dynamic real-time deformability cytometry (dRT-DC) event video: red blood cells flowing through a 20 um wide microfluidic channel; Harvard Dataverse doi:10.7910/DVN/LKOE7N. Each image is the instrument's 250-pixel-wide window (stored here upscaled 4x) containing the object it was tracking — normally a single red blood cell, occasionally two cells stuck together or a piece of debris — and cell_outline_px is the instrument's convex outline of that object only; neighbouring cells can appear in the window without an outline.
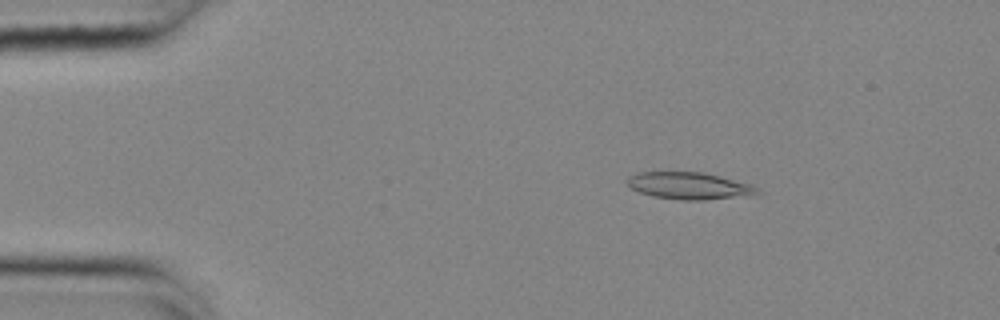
{"species": "common noctule bat (a hibernating species)", "species_latin": "Nyctalus noctula", "temperature_condition": "cold", "stored_images_in_passage": 55, "camera_frame_rate_fps": 3000, "um_per_image_px": 0.085, "animal": {"sex": "female", "body_mass_g": 25.1}, "frame": {"image": 1, "passage_image": 9, "time_ms": 2.667, "image_size_px": [1000, 320], "cell_outline_px": [[764, 192], [704, 200], [680, 200], [652, 196], [640, 192], [632, 188], [624, 180], [628, 176], [636, 172], [704, 172], [752, 184], [760, 188]], "centroid_in_image_um": [58.54, 15.77], "position_along_channel_um": 26.5, "area_um2": 20.46}}
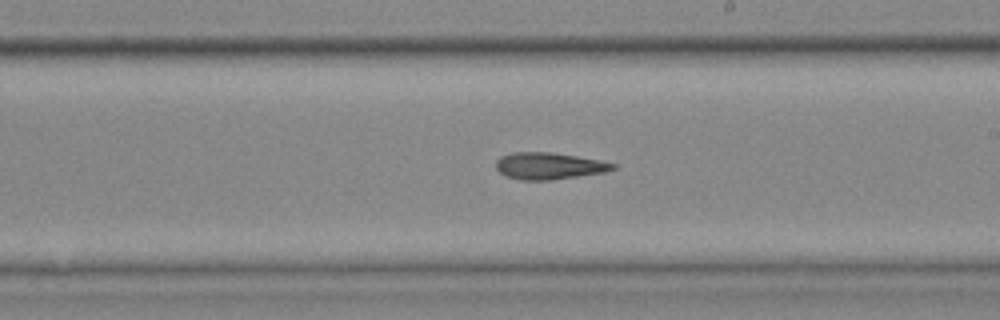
{"frame": {"image": 2, "passage_image": 32, "time_ms": 10.333, "image_size_px": [1000, 320], "cell_outline_px": [[616, 168], [604, 172], [548, 180], [520, 180], [508, 176], [500, 172], [496, 168], [496, 160], [500, 156], [512, 152], [552, 152], [600, 160], [616, 164]], "centroid_in_image_um": [46.64, 14.09], "position_along_channel_um": 242.4, "area_um2": 18.09}}
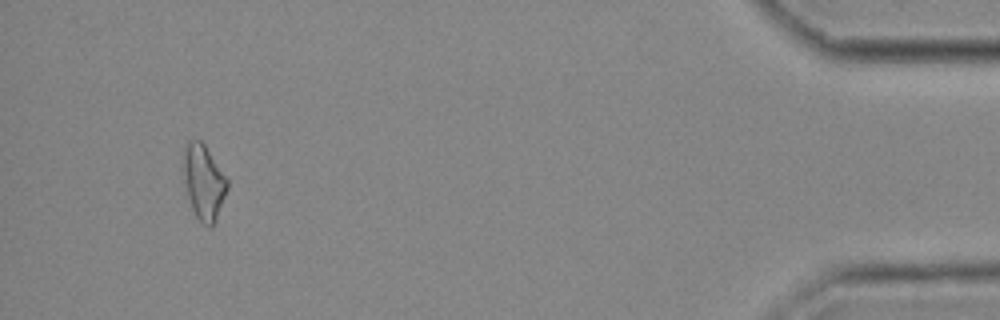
{"frame": {"image": 3, "passage_image": 52, "time_ms": 17.0, "image_size_px": [1000, 320], "cell_outline_px": [[228, 188], [216, 220], [212, 228], [208, 228], [196, 216], [184, 196], [184, 152], [188, 140], [200, 140], [204, 144], [228, 180]], "centroid_in_image_um": [17.3, 15.53], "position_along_channel_um": 417.9, "area_um2": 19.31}}